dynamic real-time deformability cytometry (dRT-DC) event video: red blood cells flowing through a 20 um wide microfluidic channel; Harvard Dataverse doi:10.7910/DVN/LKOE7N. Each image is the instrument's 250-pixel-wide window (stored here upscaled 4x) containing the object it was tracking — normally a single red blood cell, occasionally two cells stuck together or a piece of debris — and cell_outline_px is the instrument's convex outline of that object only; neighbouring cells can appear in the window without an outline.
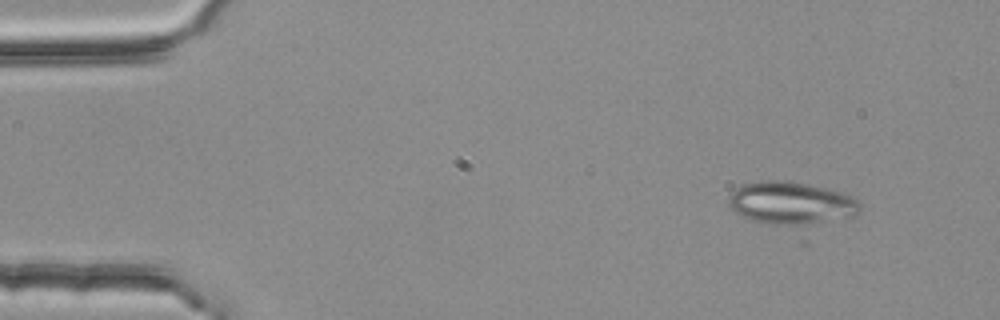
{"species": "common noctule bat (a hibernating species)", "species_latin": "Nyctalus noctula", "temperature_condition": "room temperature", "stored_images_in_passage": 4, "camera_frame_rate_fps": 3000, "um_per_image_px": 0.085, "animal": {"sex": "female", "body_mass_g": 25.1}, "frame": {"image": 1, "passage_image": 1, "time_ms": 0.0, "image_size_px": [1000, 320], "cell_outline_px": [[860, 208], [856, 216], [804, 224], [776, 224], [756, 220], [744, 216], [736, 212], [728, 204], [728, 196], [736, 188], [744, 184], [760, 180], [788, 180], [824, 188], [840, 192], [852, 196], [860, 204]], "centroid_in_image_um": [67.24, 17.23], "position_along_channel_um": 17.8, "area_um2": 31.96}}